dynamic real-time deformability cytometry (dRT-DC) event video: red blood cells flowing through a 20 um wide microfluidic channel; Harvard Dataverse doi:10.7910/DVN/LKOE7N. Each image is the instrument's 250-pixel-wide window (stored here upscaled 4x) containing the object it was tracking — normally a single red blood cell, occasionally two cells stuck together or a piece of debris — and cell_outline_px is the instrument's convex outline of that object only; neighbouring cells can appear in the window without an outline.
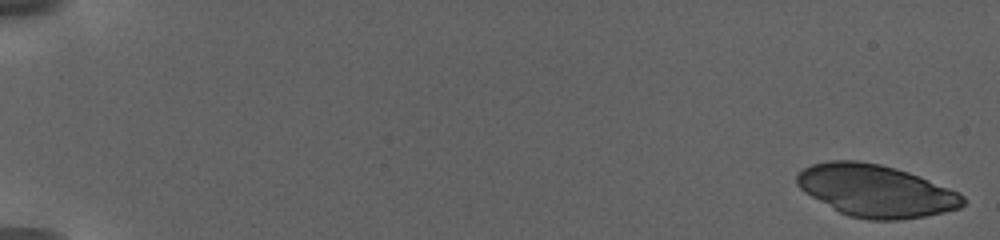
{"species": "human", "species_latin": "Homo sapiens", "temperature_condition": "warm", "stored_images_in_passage": 9, "camera_frame_rate_fps": 3000, "um_per_image_px": 0.085, "donor": {"sex": "female"}, "frame": {"image": 1, "passage_image": 1, "time_ms": 0.0, "image_size_px": [1000, 240], "cell_outline_px": [[968, 200], [960, 208], [944, 212], [924, 216], [900, 220], [868, 220], [848, 216], [840, 212], [804, 192], [796, 184], [796, 176], [804, 168], [812, 164], [832, 160], [856, 160], [880, 164], [896, 168], [908, 172], [960, 192]], "centroid_in_image_um": [74.47, 16.22], "position_along_channel_um": 10.5, "area_um2": 50.52}}
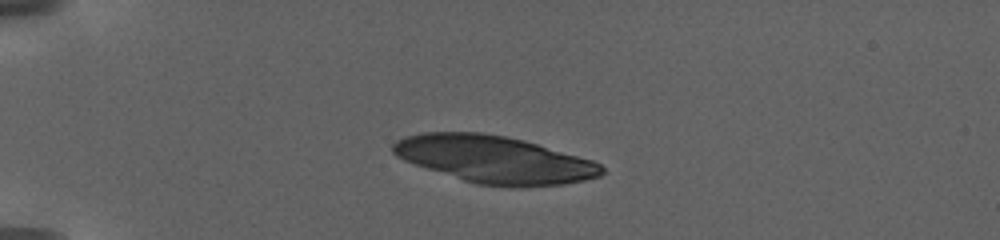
{"frame": {"image": 2, "passage_image": 8, "time_ms": 6.0, "image_size_px": [1000, 240], "cell_outline_px": [[604, 172], [600, 176], [584, 180], [564, 184], [528, 188], [508, 188], [476, 184], [404, 160], [396, 156], [392, 152], [392, 144], [396, 140], [408, 136], [424, 132], [480, 132], [504, 136], [536, 144], [592, 160], [600, 164], [604, 168]], "centroid_in_image_um": [42.04, 13.58], "position_along_channel_um": 43.0, "area_um2": 57.28}}